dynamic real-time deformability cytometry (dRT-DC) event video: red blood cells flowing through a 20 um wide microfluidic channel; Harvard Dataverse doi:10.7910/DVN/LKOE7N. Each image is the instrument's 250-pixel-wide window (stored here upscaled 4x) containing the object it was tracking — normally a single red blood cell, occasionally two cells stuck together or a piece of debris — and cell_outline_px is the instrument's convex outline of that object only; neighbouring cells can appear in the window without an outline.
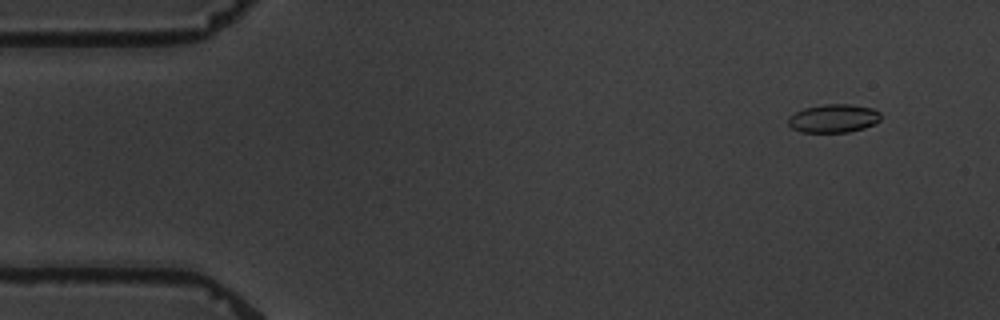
{"species": "common noctule bat (a hibernating species)", "species_latin": "Nyctalus noctula", "temperature_condition": "warm", "stored_images_in_passage": 7, "camera_frame_rate_fps": 3000, "um_per_image_px": 0.085, "animal": {"sex": "male", "body_mass_g": 19.5, "forearm_length_mm": 54.6}, "frame": {"image": 1, "passage_image": 1, "time_ms": 0.0, "image_size_px": [1000, 320], "cell_outline_px": [[880, 120], [864, 128], [848, 132], [800, 132], [792, 128], [788, 124], [788, 116], [804, 108], [824, 104], [852, 104], [872, 108], [880, 112]], "centroid_in_image_um": [70.83, 10.06], "position_along_channel_um": 14.2, "area_um2": 15.32}}
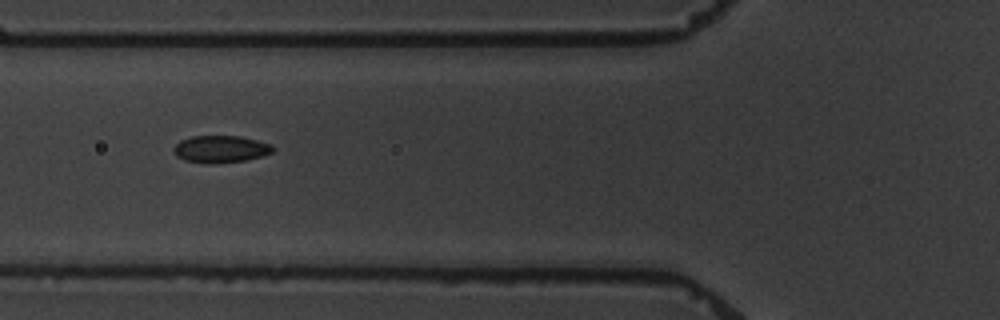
{"frame": {"image": 2, "passage_image": 6, "time_ms": 5.667, "image_size_px": [1000, 320], "cell_outline_px": [[272, 152], [264, 156], [248, 160], [212, 164], [204, 164], [184, 160], [176, 156], [172, 148], [180, 140], [192, 136], [240, 136], [272, 144]], "centroid_in_image_um": [18.73, 12.68], "position_along_channel_um": 107.1, "area_um2": 15.9}}
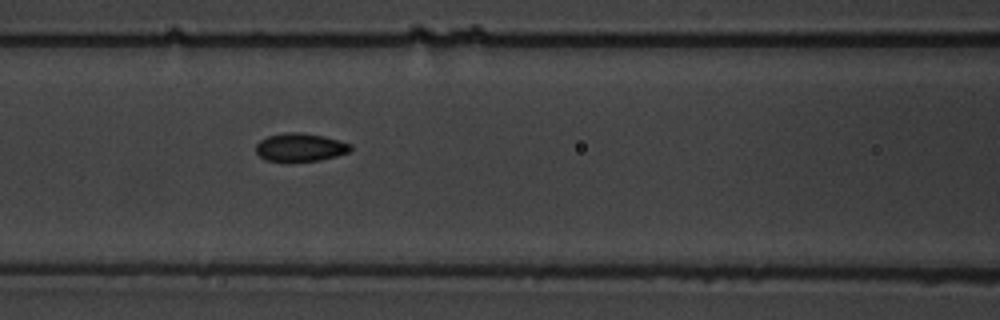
{"frame": {"image": 3, "passage_image": 7, "time_ms": 6.667, "image_size_px": [1000, 320], "cell_outline_px": [[352, 148], [348, 152], [336, 156], [320, 160], [264, 160], [256, 152], [256, 144], [260, 140], [268, 136], [288, 132], [300, 132], [324, 136], [352, 144]], "centroid_in_image_um": [25.53, 12.5], "position_along_channel_um": 141.1, "area_um2": 15.26}}